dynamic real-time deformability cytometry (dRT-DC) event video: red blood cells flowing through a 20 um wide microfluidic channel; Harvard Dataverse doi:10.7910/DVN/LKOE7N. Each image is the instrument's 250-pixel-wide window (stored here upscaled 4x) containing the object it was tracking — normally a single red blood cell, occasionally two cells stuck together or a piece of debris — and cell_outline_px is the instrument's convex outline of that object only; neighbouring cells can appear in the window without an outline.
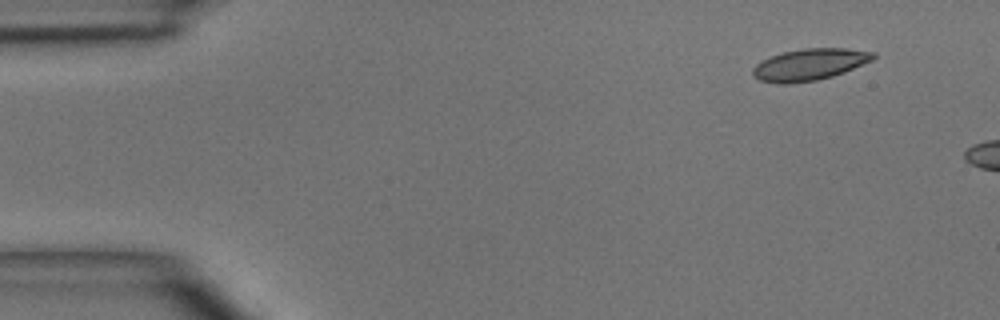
{"species": "common noctule bat (a hibernating species)", "species_latin": "Nyctalus noctula", "temperature_condition": "room temperature", "stored_images_in_passage": 3, "camera_frame_rate_fps": 3000, "um_per_image_px": 0.085, "animal": {"sex": "male", "body_mass_g": 15.6}, "frame": {"image": 1, "passage_image": 1, "time_ms": 0.0, "image_size_px": [1000, 320], "cell_outline_px": [[876, 56], [872, 60], [844, 72], [832, 76], [816, 80], [788, 84], [776, 84], [760, 80], [752, 76], [752, 68], [760, 60], [784, 52], [804, 48], [844, 48], [876, 52]], "centroid_in_image_um": [68.78, 5.49], "position_along_channel_um": 16.2, "area_um2": 22.25}}